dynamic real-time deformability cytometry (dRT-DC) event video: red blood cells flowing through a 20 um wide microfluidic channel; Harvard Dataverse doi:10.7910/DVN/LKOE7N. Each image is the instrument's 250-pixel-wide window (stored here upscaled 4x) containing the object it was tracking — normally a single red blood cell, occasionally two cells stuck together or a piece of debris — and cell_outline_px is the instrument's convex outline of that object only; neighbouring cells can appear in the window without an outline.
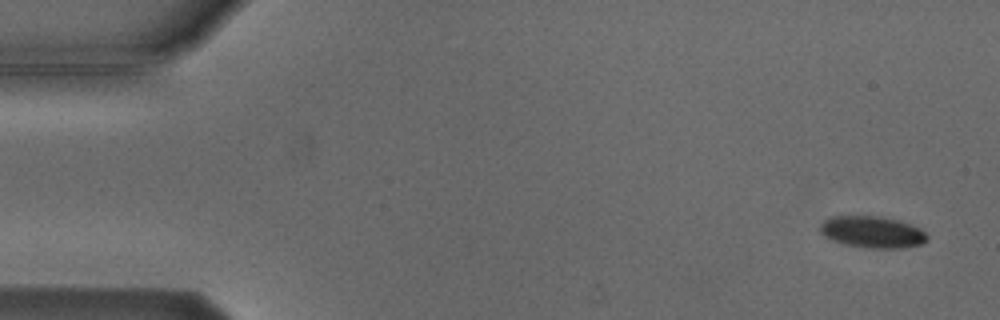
{"species": "Egyptian fruit bat (a non-hibernating species)", "species_latin": "Rousettus aegyptiacus", "temperature_condition": "cold", "stored_images_in_passage": 5, "camera_frame_rate_fps": 3000, "um_per_image_px": 0.085, "animal": {"sex": "male"}, "frame": {"image": 1, "passage_image": 1, "time_ms": 0.0, "image_size_px": [1000, 320], "cell_outline_px": [[928, 240], [920, 244], [904, 248], [868, 248], [844, 244], [824, 236], [820, 232], [820, 224], [824, 220], [832, 216], [876, 216], [896, 220], [920, 228], [928, 236]], "centroid_in_image_um": [74.13, 19.73], "position_along_channel_um": 10.9, "area_um2": 19.59}}
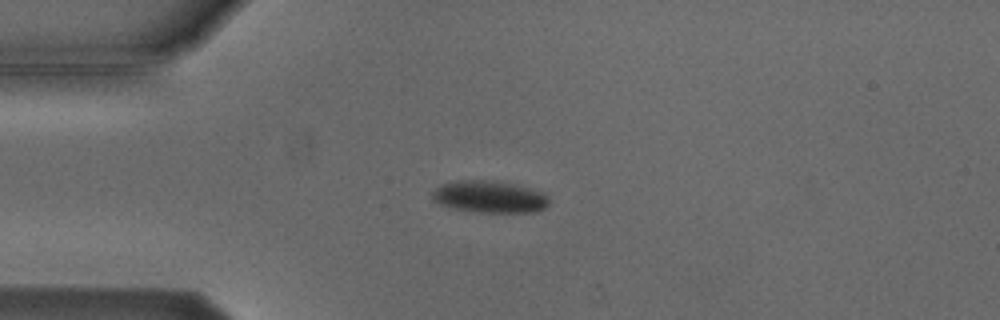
{"frame": {"image": 2, "passage_image": 4, "time_ms": 3.667, "image_size_px": [1000, 320], "cell_outline_px": [[548, 204], [544, 208], [536, 212], [472, 212], [452, 208], [440, 204], [432, 200], [432, 192], [440, 184], [452, 180], [484, 180], [512, 184], [544, 192], [548, 196]], "centroid_in_image_um": [41.57, 16.73], "position_along_channel_um": 43.4, "area_um2": 21.85}}